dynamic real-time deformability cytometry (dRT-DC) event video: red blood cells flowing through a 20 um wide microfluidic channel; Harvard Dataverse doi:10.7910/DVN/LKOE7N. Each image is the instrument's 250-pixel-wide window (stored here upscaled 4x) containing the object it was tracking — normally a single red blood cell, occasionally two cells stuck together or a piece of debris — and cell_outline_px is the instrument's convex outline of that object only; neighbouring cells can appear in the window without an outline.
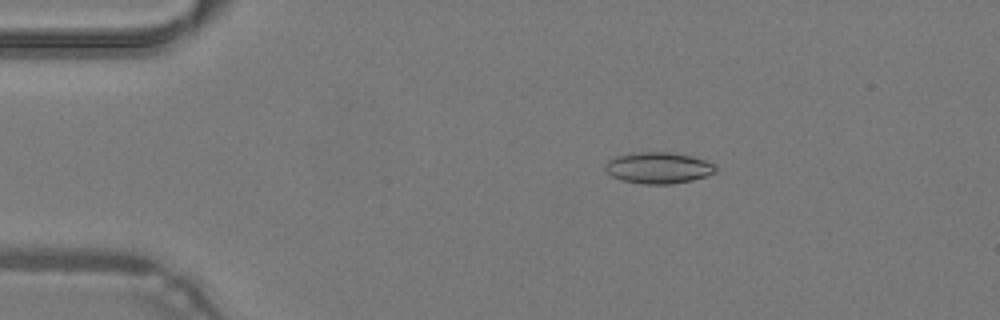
{"species": "common noctule bat (a hibernating species)", "species_latin": "Nyctalus noctula", "temperature_condition": "warm", "stored_images_in_passage": 35, "camera_frame_rate_fps": 3000, "um_per_image_px": 0.085, "animal": {"sex": "male", "body_mass_g": 19.2, "forearm_length_mm": 51.8}, "frame": {"image": 1, "passage_image": 9, "time_ms": 2.667, "image_size_px": [1000, 320], "cell_outline_px": [[716, 172], [708, 176], [692, 180], [672, 184], [644, 184], [620, 180], [612, 176], [604, 168], [604, 164], [608, 160], [616, 156], [632, 152], [668, 152], [692, 156], [704, 160], [712, 164], [716, 168]], "centroid_in_image_um": [55.93, 14.27], "position_along_channel_um": 29.1, "area_um2": 20.23}}
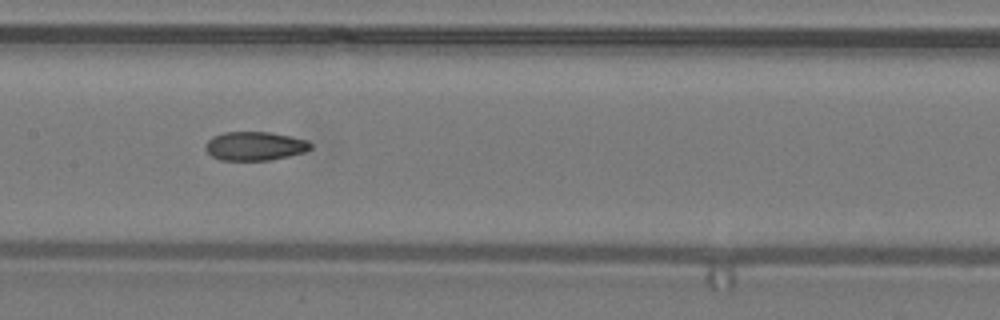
{"frame": {"image": 2, "passage_image": 24, "time_ms": 7.667, "image_size_px": [1000, 320], "cell_outline_px": [[312, 148], [304, 152], [288, 156], [268, 160], [220, 160], [212, 156], [204, 148], [204, 144], [212, 136], [224, 132], [268, 132], [292, 136], [308, 140], [312, 144]], "centroid_in_image_um": [21.65, 12.4], "position_along_channel_um": 185.7, "area_um2": 17.74}}
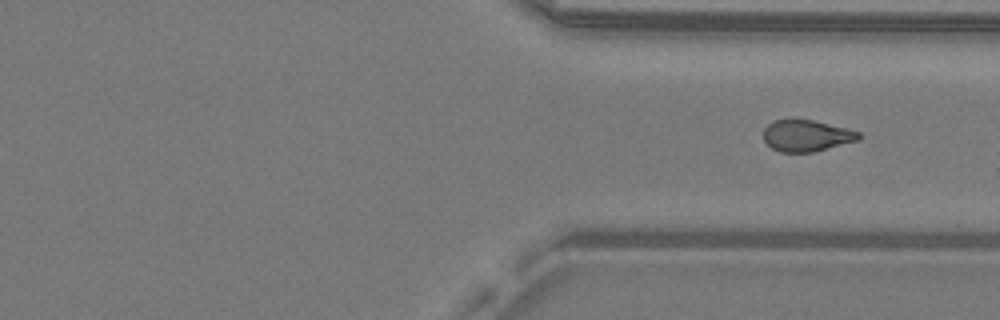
{"frame": {"image": 3, "passage_image": 35, "time_ms": 11.333, "image_size_px": [1000, 320], "cell_outline_px": [[860, 140], [812, 152], [780, 152], [772, 148], [764, 140], [764, 128], [772, 120], [812, 120], [848, 128], [860, 132]], "centroid_in_image_um": [68.57, 11.53], "position_along_channel_um": 342.8, "area_um2": 17.4}}